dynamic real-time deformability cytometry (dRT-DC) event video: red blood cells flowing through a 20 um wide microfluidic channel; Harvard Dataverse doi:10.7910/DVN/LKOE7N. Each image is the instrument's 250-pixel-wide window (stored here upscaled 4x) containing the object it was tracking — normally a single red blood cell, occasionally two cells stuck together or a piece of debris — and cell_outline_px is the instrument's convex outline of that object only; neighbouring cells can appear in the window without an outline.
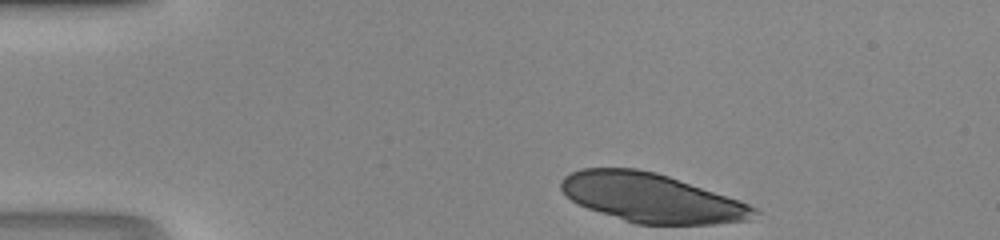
{"species": "human", "species_latin": "Homo sapiens", "temperature_condition": "room temperature", "stored_images_in_passage": 19, "camera_frame_rate_fps": 3000, "um_per_image_px": 0.085, "donor": {"sex": "male"}, "frame": {"image": 1, "passage_image": 1, "time_ms": 0.0, "image_size_px": [1000, 240], "cell_outline_px": [[760, 212], [752, 220], [712, 224], [636, 224], [588, 208], [572, 200], [560, 188], [560, 180], [564, 176], [580, 168], [636, 168], [656, 172], [740, 200], [756, 208]], "centroid_in_image_um": [55.4, 16.81], "position_along_channel_um": 29.6, "area_um2": 54.85}}